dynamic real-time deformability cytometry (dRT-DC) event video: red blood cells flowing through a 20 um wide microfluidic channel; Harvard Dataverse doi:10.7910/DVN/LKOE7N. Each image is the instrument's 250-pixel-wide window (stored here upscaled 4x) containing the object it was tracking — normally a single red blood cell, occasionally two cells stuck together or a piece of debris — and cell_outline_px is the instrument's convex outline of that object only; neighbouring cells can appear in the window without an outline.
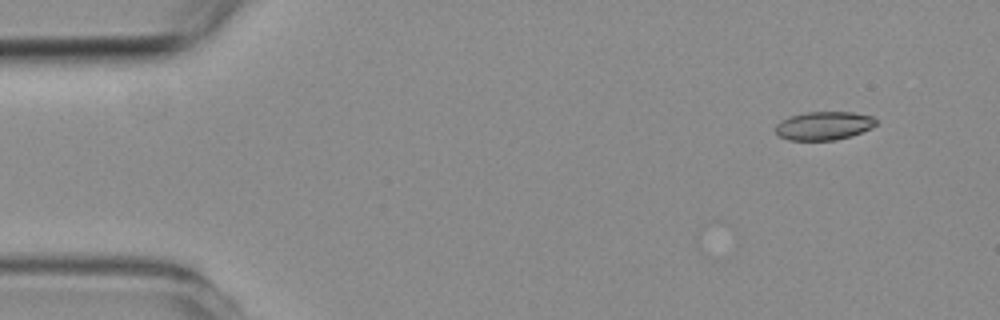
{"species": "common noctule bat (a hibernating species)", "species_latin": "Nyctalus noctula", "temperature_condition": "room temperature", "stored_images_in_passage": 4, "camera_frame_rate_fps": 3000, "um_per_image_px": 0.085, "animal": {"sex": "female", "body_mass_g": 19.3, "forearm_length_mm": 54.1}, "frame": {"image": 1, "passage_image": 1, "time_ms": 0.0, "image_size_px": [1000, 320], "cell_outline_px": [[876, 124], [872, 128], [852, 136], [836, 140], [788, 140], [780, 136], [776, 132], [776, 124], [780, 120], [788, 116], [804, 112], [852, 112], [872, 116], [876, 120]], "centroid_in_image_um": [70.02, 10.68], "position_along_channel_um": 15.0, "area_um2": 16.82}}